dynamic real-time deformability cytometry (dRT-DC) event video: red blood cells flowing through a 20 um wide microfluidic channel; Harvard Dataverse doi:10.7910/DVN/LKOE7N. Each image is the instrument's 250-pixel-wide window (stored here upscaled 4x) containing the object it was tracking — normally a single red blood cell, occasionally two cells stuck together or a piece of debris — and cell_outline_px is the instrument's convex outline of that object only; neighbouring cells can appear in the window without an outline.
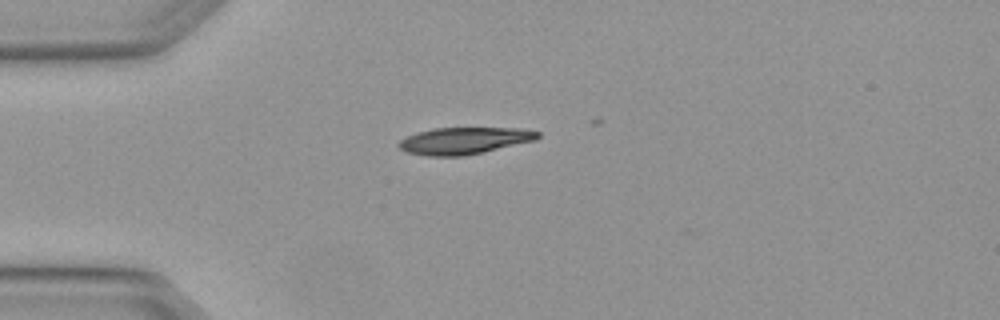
{"species": "Egyptian fruit bat (a non-hibernating species)", "species_latin": "Rousettus aegyptiacus", "temperature_condition": "warm", "stored_images_in_passage": 2, "camera_frame_rate_fps": 3000, "um_per_image_px": 0.085, "animal": {"sex": "female"}, "frame": {"image": 1, "passage_image": 1, "time_ms": 0.0, "image_size_px": [1000, 320], "cell_outline_px": [[540, 136], [536, 140], [484, 152], [464, 156], [428, 156], [408, 152], [400, 148], [396, 144], [400, 140], [408, 136], [420, 132], [436, 128], [524, 128], [540, 132]], "centroid_in_image_um": [39.51, 11.96], "position_along_channel_um": 45.5, "area_um2": 21.68}}